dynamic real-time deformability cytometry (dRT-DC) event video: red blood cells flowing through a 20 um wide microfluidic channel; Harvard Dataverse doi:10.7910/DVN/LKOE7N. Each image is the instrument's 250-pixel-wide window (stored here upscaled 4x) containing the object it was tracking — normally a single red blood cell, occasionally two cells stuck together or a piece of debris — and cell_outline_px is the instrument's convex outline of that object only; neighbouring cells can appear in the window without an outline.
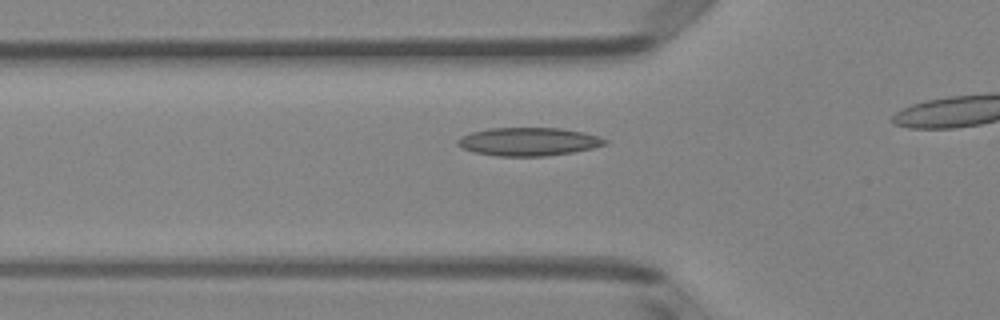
{"species": "Egyptian fruit bat (a non-hibernating species)", "species_latin": "Rousettus aegyptiacus", "temperature_condition": "room temperature", "stored_images_in_passage": 32, "camera_frame_rate_fps": 3000, "um_per_image_px": 0.085, "animal": {"sex": "female"}, "frame": {"image": 1, "passage_image": 8, "time_ms": 2.333, "image_size_px": [1000, 320], "cell_outline_px": [[608, 144], [592, 148], [572, 152], [544, 156], [496, 156], [476, 152], [460, 148], [456, 144], [456, 140], [472, 132], [488, 128], [560, 128], [584, 132], [608, 140]], "centroid_in_image_um": [44.92, 12.04], "position_along_channel_um": 80.9, "area_um2": 24.16}}
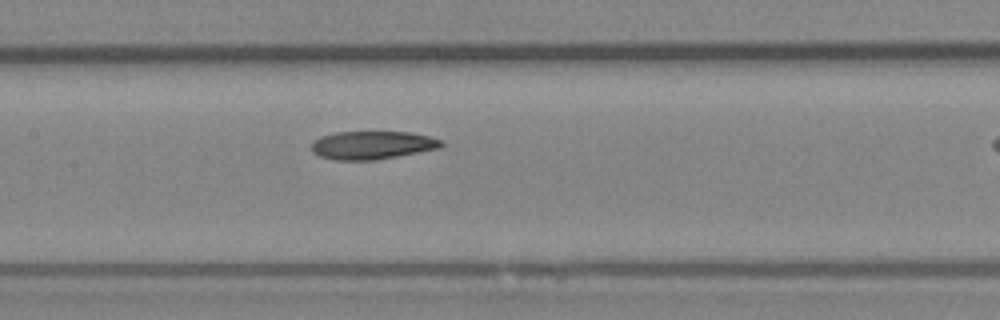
{"frame": {"image": 2, "passage_image": 15, "time_ms": 4.667, "image_size_px": [1000, 320], "cell_outline_px": [[444, 144], [440, 148], [376, 160], [336, 160], [320, 156], [312, 152], [312, 140], [320, 136], [336, 132], [408, 132], [428, 136], [440, 140]], "centroid_in_image_um": [31.6, 12.34], "position_along_channel_um": 175.8, "area_um2": 21.27}}
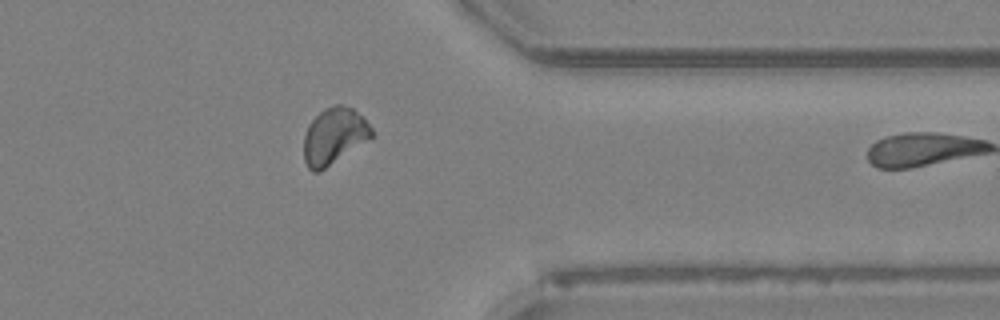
{"frame": {"image": 3, "passage_image": 31, "time_ms": 10.0, "image_size_px": [1000, 320], "cell_outline_px": [[372, 136], [320, 172], [312, 172], [308, 168], [304, 160], [304, 136], [308, 124], [324, 108], [332, 104], [344, 104], [352, 108], [364, 116], [372, 128]], "centroid_in_image_um": [28.38, 11.54], "position_along_channel_um": 383.0, "area_um2": 22.25}}